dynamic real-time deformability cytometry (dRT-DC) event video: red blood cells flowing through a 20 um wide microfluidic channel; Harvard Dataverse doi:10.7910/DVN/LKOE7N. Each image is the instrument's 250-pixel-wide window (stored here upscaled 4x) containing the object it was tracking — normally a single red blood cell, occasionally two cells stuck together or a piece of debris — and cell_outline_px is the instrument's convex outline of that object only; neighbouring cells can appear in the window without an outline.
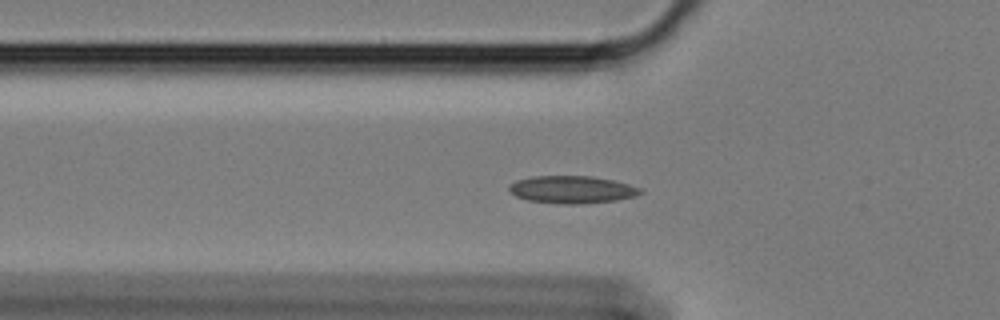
{"species": "Egyptian fruit bat (a non-hibernating species)", "species_latin": "Rousettus aegyptiacus", "temperature_condition": "cold", "stored_images_in_passage": 45, "camera_frame_rate_fps": 3000, "um_per_image_px": 0.085, "animal": {"sex": "female"}, "frame": {"image": 1, "passage_image": 5, "time_ms": 1.333, "image_size_px": [1000, 320], "cell_outline_px": [[644, 192], [636, 196], [616, 200], [584, 204], [560, 204], [528, 200], [516, 196], [508, 192], [508, 188], [516, 180], [532, 176], [592, 176], [612, 180], [628, 184], [640, 188]], "centroid_in_image_um": [48.61, 16.12], "position_along_channel_um": 77.2, "area_um2": 21.1}}
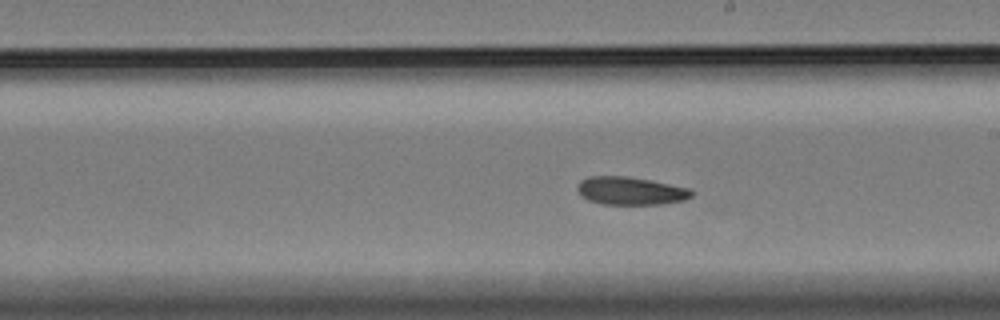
{"frame": {"image": 2, "passage_image": 19, "time_ms": 6.0, "image_size_px": [1000, 320], "cell_outline_px": [[696, 192], [692, 196], [684, 200], [664, 204], [600, 204], [588, 200], [580, 196], [576, 188], [576, 184], [580, 180], [588, 176], [628, 176], [688, 188]], "centroid_in_image_um": [53.55, 16.22], "position_along_channel_um": 235.5, "area_um2": 18.79}}
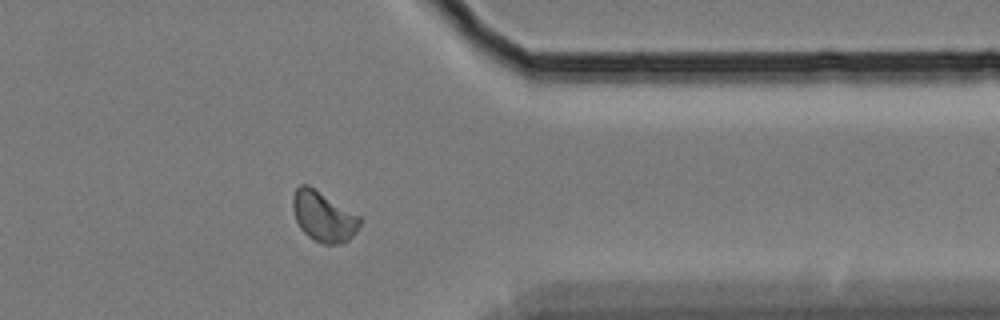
{"frame": {"image": 3, "passage_image": 33, "time_ms": 10.667, "image_size_px": [1000, 320], "cell_outline_px": [[360, 224], [356, 232], [348, 240], [340, 244], [324, 244], [312, 240], [300, 228], [296, 220], [292, 208], [292, 196], [296, 188], [300, 184], [308, 184], [360, 216]], "centroid_in_image_um": [27.47, 18.4], "position_along_channel_um": 383.9, "area_um2": 19.65}, "authors_computed_cell_mechanics": {"area_um2": 18.9006, "velocity_mm_per_s": 3.3756, "shape_relaxation_time_tau1_ms": 11.338, "shape_relaxation_time_tau2_ms": 4.0366, "deformation_change_tau1": 0.1601, "deformation_change_tau2": 0.0779}}